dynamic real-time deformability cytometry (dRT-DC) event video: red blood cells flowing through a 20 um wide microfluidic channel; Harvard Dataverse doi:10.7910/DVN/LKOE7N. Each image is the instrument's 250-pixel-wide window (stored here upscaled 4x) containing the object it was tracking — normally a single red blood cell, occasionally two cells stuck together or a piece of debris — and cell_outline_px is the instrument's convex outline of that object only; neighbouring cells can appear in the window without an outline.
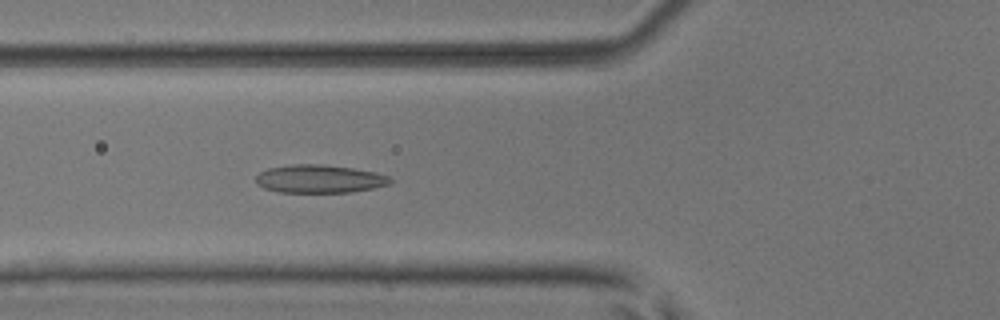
{"species": "common noctule bat (a hibernating species)", "species_latin": "Nyctalus noctula", "temperature_condition": "room temperature", "stored_images_in_passage": 53, "segment_of_instrument_passage": [1, 2], "camera_frame_rate_fps": 3000, "um_per_image_px": 0.085, "animal": {"sex": "male", "body_mass_g": 17.9, "forearm_length_mm": 54.2}, "frame": {"image": 1, "passage_image": 20, "time_ms": 6.333, "image_size_px": [1000, 320], "cell_outline_px": [[392, 180], [388, 184], [372, 188], [348, 192], [280, 192], [264, 188], [256, 184], [256, 176], [260, 172], [268, 168], [292, 164], [320, 164], [352, 168], [376, 172], [388, 176]], "centroid_in_image_um": [27.12, 15.2], "position_along_channel_um": 98.7, "area_um2": 21.85}}
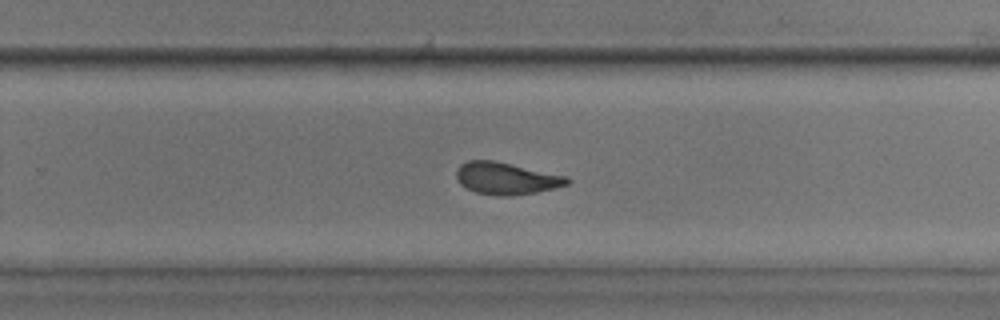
{"frame": {"image": 2, "passage_image": 34, "time_ms": 11.0, "image_size_px": [1000, 320], "cell_outline_px": [[572, 180], [568, 184], [556, 188], [536, 192], [512, 196], [504, 196], [476, 192], [460, 184], [456, 180], [456, 172], [460, 164], [468, 160], [496, 160], [568, 176]], "centroid_in_image_um": [43.06, 15.15], "position_along_channel_um": 286.7, "area_um2": 20.92}}
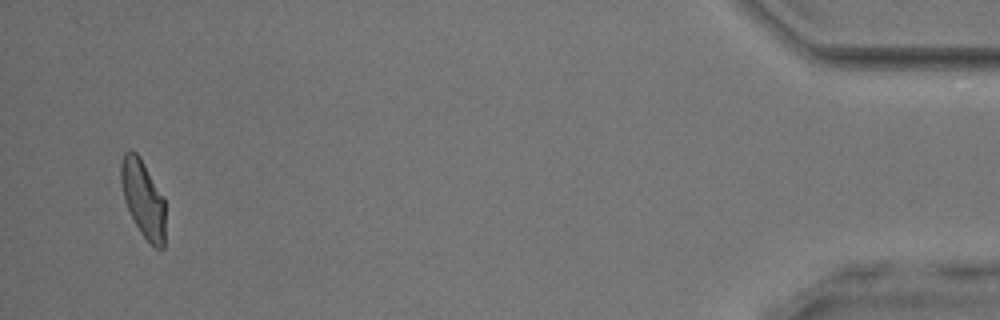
{"frame": {"image": 3, "passage_image": 50, "time_ms": 16.333, "image_size_px": [1000, 320], "cell_outline_px": [[164, 248], [156, 248], [140, 232], [124, 200], [120, 180], [120, 164], [124, 152], [128, 148], [136, 152], [140, 156], [164, 196]], "centroid_in_image_um": [12.15, 16.81], "position_along_channel_um": 423.1, "area_um2": 20.0}}